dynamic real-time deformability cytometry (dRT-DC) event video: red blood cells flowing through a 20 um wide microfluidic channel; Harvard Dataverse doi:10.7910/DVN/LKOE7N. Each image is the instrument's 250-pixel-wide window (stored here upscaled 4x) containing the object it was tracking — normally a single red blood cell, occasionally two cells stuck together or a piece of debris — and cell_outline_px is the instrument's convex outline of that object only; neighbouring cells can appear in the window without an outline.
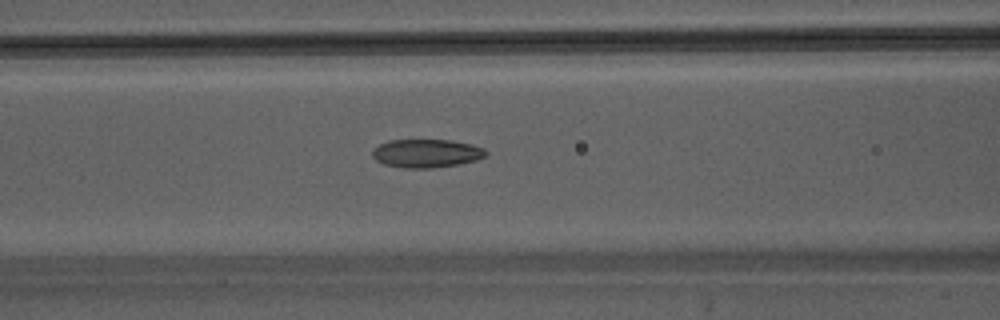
{"species": "Egyptian fruit bat (a non-hibernating species)", "species_latin": "Rousettus aegyptiacus", "temperature_condition": "warm", "stored_images_in_passage": 37, "camera_frame_rate_fps": 3000, "um_per_image_px": 0.085, "animal": {"sex": "male"}, "frame": {"image": 1, "passage_image": 11, "time_ms": 3.333, "image_size_px": [1000, 320], "cell_outline_px": [[488, 152], [484, 156], [476, 160], [456, 164], [432, 168], [404, 168], [384, 164], [376, 160], [372, 156], [372, 152], [380, 144], [388, 140], [452, 140], [472, 144], [484, 148]], "centroid_in_image_um": [36.25, 13.03], "position_along_channel_um": 130.4, "area_um2": 18.67}}
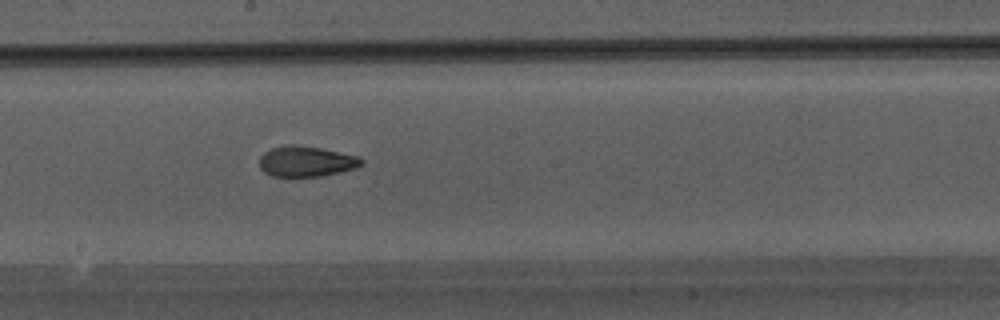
{"frame": {"image": 2, "passage_image": 17, "time_ms": 5.333, "image_size_px": [1000, 320], "cell_outline_px": [[364, 164], [356, 168], [320, 176], [272, 176], [264, 172], [260, 168], [260, 156], [264, 152], [272, 148], [288, 144], [296, 144], [320, 148], [360, 156], [364, 160]], "centroid_in_image_um": [26.04, 13.71], "position_along_channel_um": 222.2, "area_um2": 18.21}}
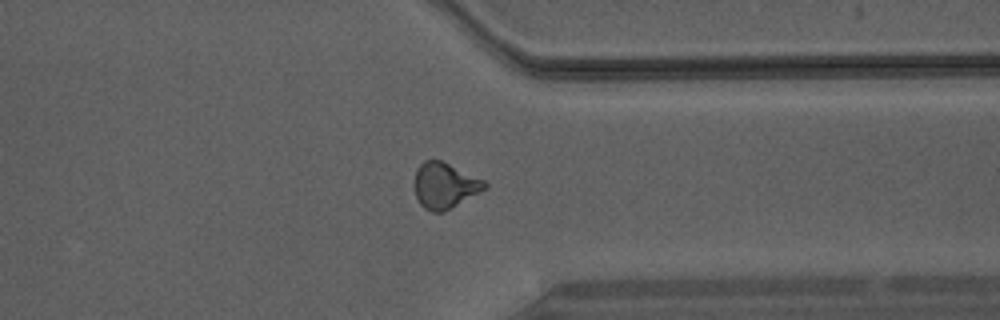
{"frame": {"image": 3, "passage_image": 27, "time_ms": 8.667, "image_size_px": [1000, 320], "cell_outline_px": [[488, 188], [444, 212], [432, 212], [424, 208], [420, 204], [416, 196], [416, 168], [424, 160], [440, 160], [484, 180], [488, 184]], "centroid_in_image_um": [37.82, 15.78], "position_along_channel_um": 373.6, "area_um2": 18.55}}